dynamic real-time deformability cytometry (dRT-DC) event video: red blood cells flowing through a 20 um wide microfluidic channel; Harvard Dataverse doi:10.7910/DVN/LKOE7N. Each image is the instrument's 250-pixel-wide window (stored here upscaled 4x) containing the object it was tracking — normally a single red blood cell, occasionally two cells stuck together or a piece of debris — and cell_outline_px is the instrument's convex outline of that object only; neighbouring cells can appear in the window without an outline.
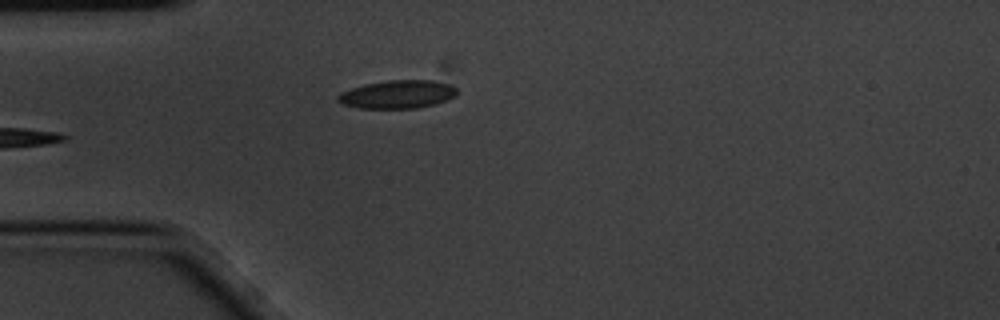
{"species": "common noctule bat (a hibernating species)", "species_latin": "Nyctalus noctula", "temperature_condition": "cold", "stored_images_in_passage": 5, "camera_frame_rate_fps": 3000, "um_per_image_px": 0.085, "animal": {"sex": "male", "body_mass_g": 20.1, "forearm_length_mm": 53.5}, "frame": {"image": 1, "passage_image": 5, "time_ms": 1.333, "image_size_px": [1000, 320], "cell_outline_px": [[456, 96], [448, 100], [436, 104], [416, 108], [360, 108], [344, 104], [336, 100], [336, 96], [340, 92], [364, 84], [388, 80], [432, 80], [448, 84], [456, 88]], "centroid_in_image_um": [33.79, 8.02], "position_along_channel_um": 51.2, "area_um2": 19.59}}